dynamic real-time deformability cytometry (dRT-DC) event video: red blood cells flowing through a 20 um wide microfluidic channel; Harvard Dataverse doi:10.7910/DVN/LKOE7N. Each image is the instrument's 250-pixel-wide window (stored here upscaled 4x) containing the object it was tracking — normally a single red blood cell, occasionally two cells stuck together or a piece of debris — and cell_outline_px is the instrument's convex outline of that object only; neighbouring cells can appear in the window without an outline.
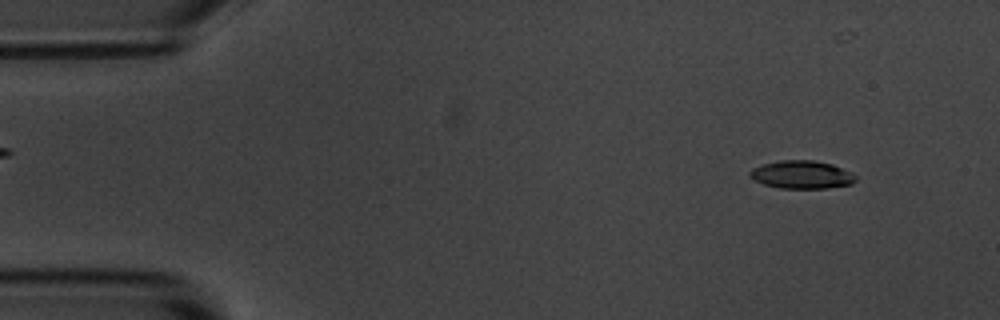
{"species": "common noctule bat (a hibernating species)", "species_latin": "Nyctalus noctula", "temperature_condition": "room temperature", "stored_images_in_passage": 44, "camera_frame_rate_fps": 3000, "um_per_image_px": 0.085, "animal": {"sex": "male", "body_mass_g": 20.1, "forearm_length_mm": 53.5}, "frame": {"image": 1, "passage_image": 5, "time_ms": 1.333, "image_size_px": [1000, 320], "cell_outline_px": [[856, 180], [852, 184], [828, 188], [780, 188], [764, 184], [752, 180], [748, 176], [748, 172], [752, 168], [764, 164], [780, 160], [812, 160], [832, 164], [852, 172], [856, 176]], "centroid_in_image_um": [68.13, 14.85], "position_along_channel_um": 16.9, "area_um2": 17.4}}
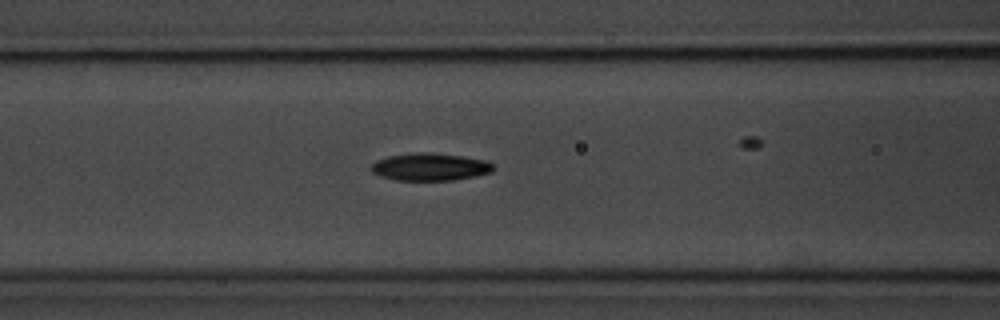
{"frame": {"image": 2, "passage_image": 22, "time_ms": 7.0, "image_size_px": [1000, 320], "cell_outline_px": [[492, 172], [452, 180], [396, 180], [380, 176], [372, 172], [368, 168], [376, 160], [388, 156], [416, 152], [424, 152], [460, 156], [488, 160], [492, 164]], "centroid_in_image_um": [36.49, 14.18], "position_along_channel_um": 130.1, "area_um2": 19.42}}
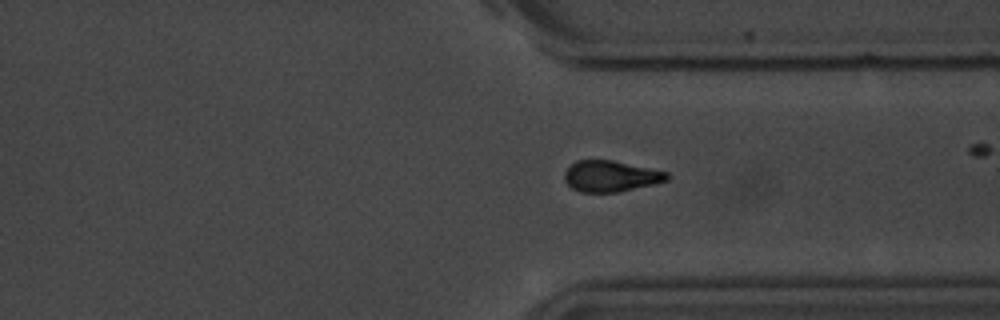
{"frame": {"image": 3, "passage_image": 41, "time_ms": 13.333, "image_size_px": [1000, 320], "cell_outline_px": [[668, 180], [620, 192], [580, 192], [572, 188], [564, 180], [564, 172], [568, 164], [576, 160], [612, 160], [668, 172]], "centroid_in_image_um": [51.85, 14.97], "position_along_channel_um": 359.5, "area_um2": 18.61}, "authors_computed_cell_mechanics": {"area_um2": 19.0162, "velocity_mm_per_s": 3.6265, "shape_relaxation_time_tau1_ms": 3.7212, "shape_relaxation_time_tau2_ms": null, "deformation_change_tau1": 0.1319, "deformation_change_tau2": null}}